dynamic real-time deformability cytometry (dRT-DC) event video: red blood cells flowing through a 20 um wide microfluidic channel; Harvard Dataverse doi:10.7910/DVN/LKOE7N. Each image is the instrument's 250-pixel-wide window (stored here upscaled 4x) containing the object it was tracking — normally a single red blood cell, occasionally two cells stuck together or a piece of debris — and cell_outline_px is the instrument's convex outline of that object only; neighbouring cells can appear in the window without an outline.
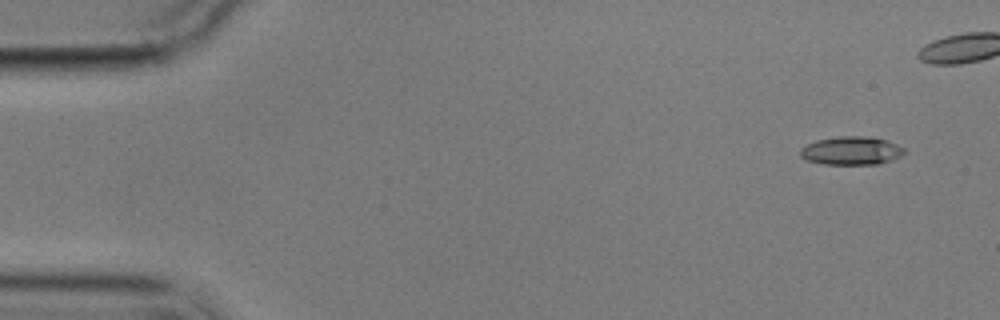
{"species": "common noctule bat (a hibernating species)", "species_latin": "Nyctalus noctula", "temperature_condition": "cold", "stored_images_in_passage": 8, "segment_of_instrument_passage": [1, 2], "camera_frame_rate_fps": 3000, "um_per_image_px": 0.085, "animal": {"sex": "male", "body_mass_g": 17.9}, "frame": {"image": 1, "passage_image": 1, "time_ms": 0.0, "image_size_px": [1000, 320], "cell_outline_px": [[908, 152], [900, 156], [876, 164], [824, 164], [804, 160], [800, 156], [800, 148], [816, 140], [836, 136], [864, 136], [884, 140], [896, 144], [904, 148]], "centroid_in_image_um": [72.32, 12.81], "position_along_channel_um": 12.7, "area_um2": 17.11}}
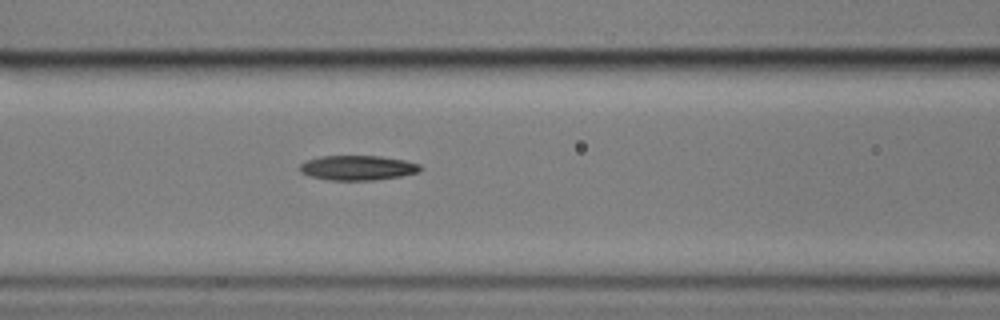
{"frame": {"image": 2, "passage_image": 7, "time_ms": 6.667, "image_size_px": [1000, 320], "cell_outline_px": [[424, 168], [420, 172], [400, 176], [372, 180], [328, 180], [308, 176], [300, 172], [300, 164], [308, 160], [320, 156], [380, 156], [404, 160], [420, 164]], "centroid_in_image_um": [30.41, 14.26], "position_along_channel_um": 136.2, "area_um2": 17.46}}